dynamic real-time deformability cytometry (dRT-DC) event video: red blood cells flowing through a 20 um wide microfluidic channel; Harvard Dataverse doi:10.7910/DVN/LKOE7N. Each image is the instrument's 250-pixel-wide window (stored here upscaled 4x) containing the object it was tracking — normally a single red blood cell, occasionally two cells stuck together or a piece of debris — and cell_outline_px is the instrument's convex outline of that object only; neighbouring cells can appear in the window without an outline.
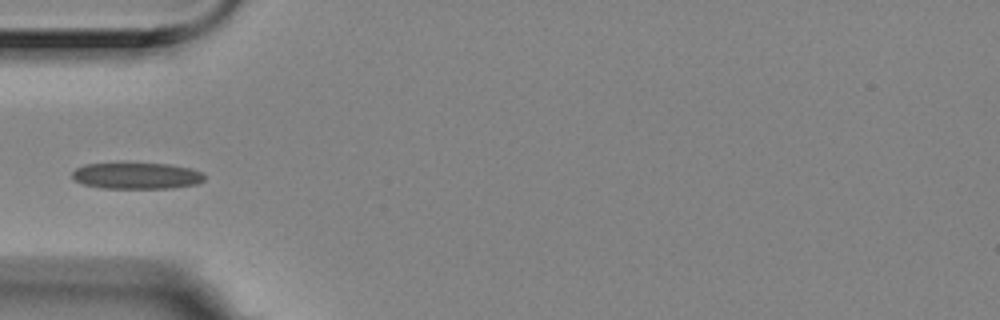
{"species": "Egyptian fruit bat (a non-hibernating species)", "species_latin": "Rousettus aegyptiacus", "temperature_condition": "room temperature", "stored_images_in_passage": 4, "camera_frame_rate_fps": 3000, "um_per_image_px": 0.085, "animal": {"sex": "female"}, "frame": {"image": 1, "passage_image": 4, "time_ms": 1.0, "image_size_px": [1000, 320], "cell_outline_px": [[204, 180], [196, 184], [172, 188], [104, 188], [84, 184], [72, 180], [72, 172], [76, 168], [84, 164], [120, 160], [168, 164], [192, 168], [200, 172], [204, 176]], "centroid_in_image_um": [11.54, 14.88], "position_along_channel_um": 73.5, "area_um2": 21.33}}